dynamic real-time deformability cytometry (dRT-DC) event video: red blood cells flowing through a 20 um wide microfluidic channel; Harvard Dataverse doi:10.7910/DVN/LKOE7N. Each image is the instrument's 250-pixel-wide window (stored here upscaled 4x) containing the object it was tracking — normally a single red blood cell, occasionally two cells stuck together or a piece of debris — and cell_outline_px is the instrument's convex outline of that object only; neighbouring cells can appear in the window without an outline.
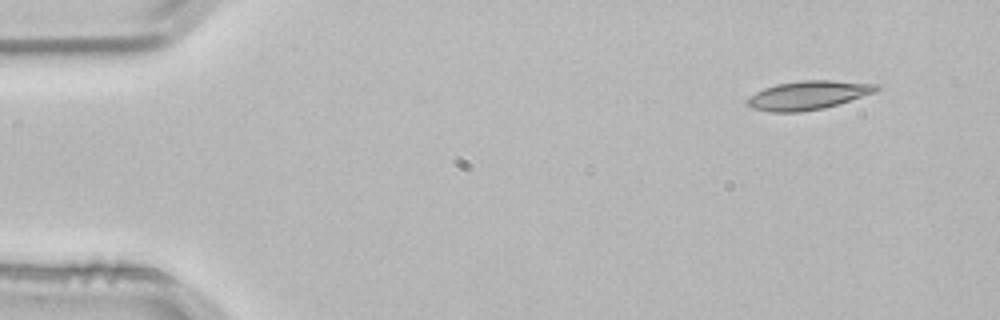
{"species": "common noctule bat (a hibernating species)", "species_latin": "Nyctalus noctula", "temperature_condition": "room temperature", "stored_images_in_passage": 3, "camera_frame_rate_fps": 3000, "um_per_image_px": 0.085, "animal": {"sex": "male", "body_mass_g": 21.5, "forearm_length_mm": 52.0}, "frame": {"image": 1, "passage_image": 1, "time_ms": 0.0, "image_size_px": [1000, 320], "cell_outline_px": [[880, 88], [876, 92], [824, 108], [800, 112], [768, 112], [752, 108], [748, 104], [748, 96], [764, 88], [776, 84], [804, 80], [832, 80], [880, 84]], "centroid_in_image_um": [68.7, 8.09], "position_along_channel_um": 16.3, "area_um2": 21.62}}
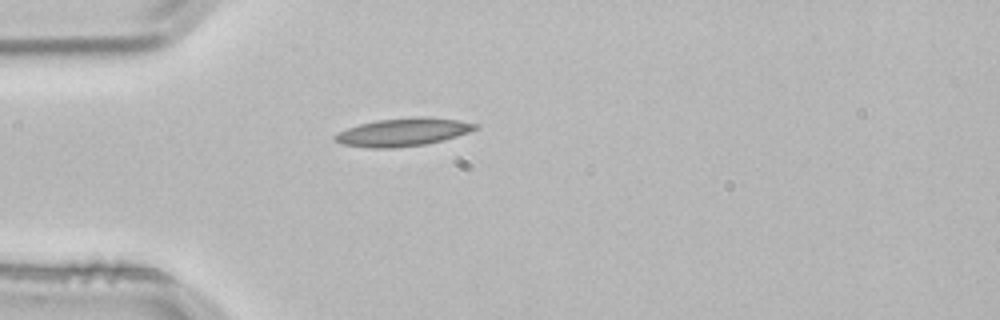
{"frame": {"image": 2, "passage_image": 3, "time_ms": 0.667, "image_size_px": [1000, 320], "cell_outline_px": [[480, 128], [444, 140], [424, 144], [392, 148], [368, 148], [344, 144], [336, 140], [332, 136], [348, 128], [360, 124], [376, 120], [412, 116], [424, 116], [456, 120], [480, 124]], "centroid_in_image_um": [34.29, 11.22], "position_along_channel_um": 50.7, "area_um2": 22.83}}